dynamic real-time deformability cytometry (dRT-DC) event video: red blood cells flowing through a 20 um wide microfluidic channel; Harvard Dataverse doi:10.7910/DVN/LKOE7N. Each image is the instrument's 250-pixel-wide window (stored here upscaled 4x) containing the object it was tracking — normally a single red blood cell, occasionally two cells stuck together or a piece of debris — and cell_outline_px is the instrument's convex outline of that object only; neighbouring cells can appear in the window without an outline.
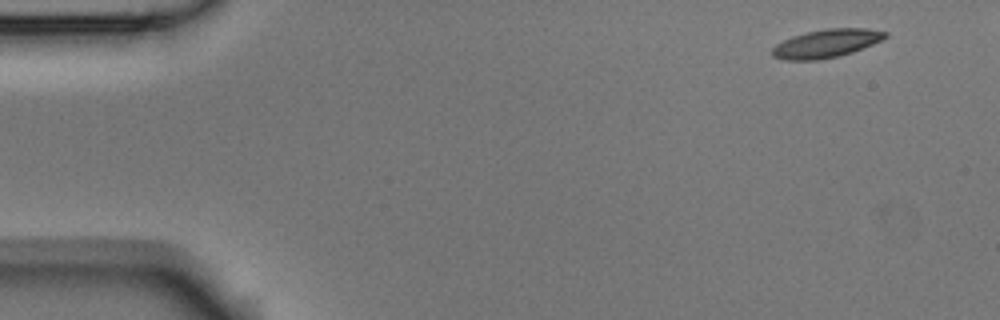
{"species": "Egyptian fruit bat (a non-hibernating species)", "species_latin": "Rousettus aegyptiacus", "temperature_condition": "room temperature", "stored_images_in_passage": 5, "camera_frame_rate_fps": 3000, "um_per_image_px": 0.085, "animal": {"sex": "male"}, "frame": {"image": 1, "passage_image": 1, "time_ms": 0.0, "image_size_px": [1000, 320], "cell_outline_px": [[888, 36], [872, 44], [852, 52], [840, 56], [820, 60], [788, 60], [772, 56], [772, 48], [776, 44], [792, 36], [804, 32], [828, 28], [868, 28], [888, 32]], "centroid_in_image_um": [70.24, 3.69], "position_along_channel_um": 14.8, "area_um2": 18.67}}